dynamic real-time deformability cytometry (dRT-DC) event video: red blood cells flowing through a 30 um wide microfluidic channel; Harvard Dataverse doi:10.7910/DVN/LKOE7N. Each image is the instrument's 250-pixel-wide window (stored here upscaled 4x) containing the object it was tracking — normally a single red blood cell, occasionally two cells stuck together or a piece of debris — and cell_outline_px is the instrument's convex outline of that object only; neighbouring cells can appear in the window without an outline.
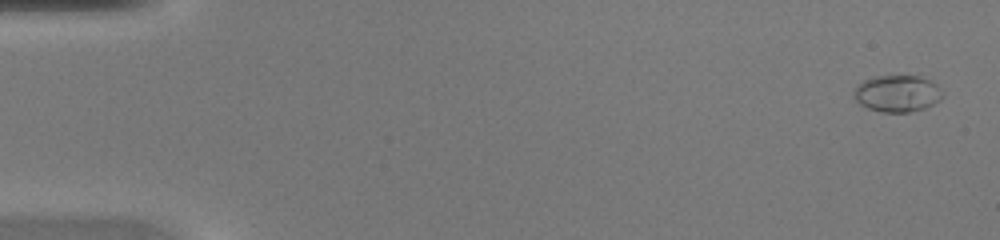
{"species": "common noctule bat (a hibernating species)", "species_latin": "Nyctalus noctula", "temperature_condition": "warm", "stored_images_in_passage": 45, "camera_frame_rate_fps": 3000, "um_per_image_px": 0.085, "animal": {"sex": "female", "body_mass_g": 20.0, "forearm_length_mm": 54.0}, "frame": {"image": 1, "passage_image": 1, "time_ms": 0.0, "image_size_px": [1000, 240], "cell_outline_px": [[944, 96], [940, 100], [924, 108], [908, 112], [880, 112], [868, 108], [860, 104], [856, 100], [852, 92], [864, 80], [872, 76], [920, 76], [932, 80], [944, 92]], "centroid_in_image_um": [76.29, 7.94], "position_along_channel_um": 8.7, "area_um2": 19.07}}
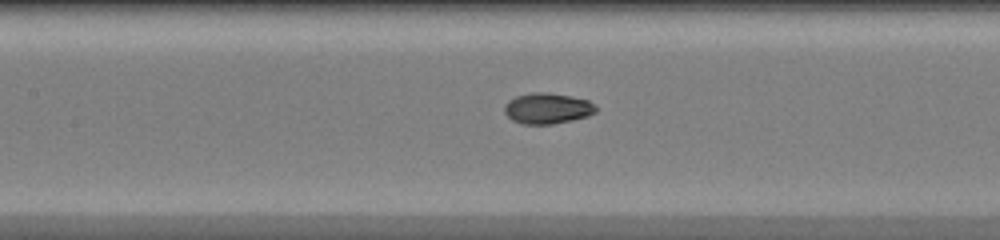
{"frame": {"image": 2, "passage_image": 21, "time_ms": 6.667, "image_size_px": [1000, 240], "cell_outline_px": [[596, 112], [588, 116], [572, 120], [552, 124], [520, 124], [512, 120], [504, 112], [504, 104], [508, 100], [516, 96], [532, 92], [548, 92], [572, 96], [588, 100], [596, 108]], "centroid_in_image_um": [46.5, 9.21], "position_along_channel_um": 160.9, "area_um2": 16.53}}
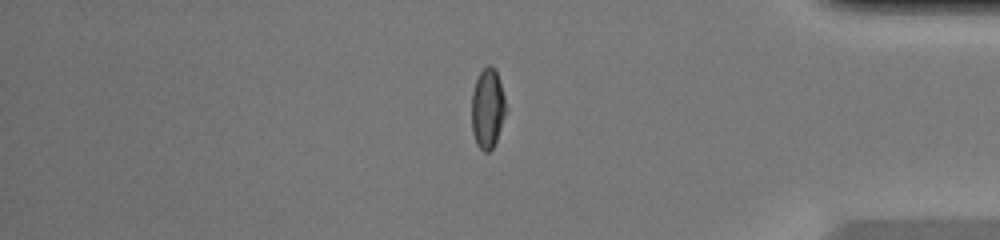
{"frame": {"image": 3, "passage_image": 38, "time_ms": 12.333, "image_size_px": [1000, 240], "cell_outline_px": [[508, 112], [496, 140], [492, 148], [488, 152], [484, 152], [476, 144], [472, 132], [472, 92], [476, 80], [480, 72], [488, 64], [496, 72], [500, 80]], "centroid_in_image_um": [41.46, 9.25], "position_along_channel_um": 393.7, "area_um2": 16.07}}